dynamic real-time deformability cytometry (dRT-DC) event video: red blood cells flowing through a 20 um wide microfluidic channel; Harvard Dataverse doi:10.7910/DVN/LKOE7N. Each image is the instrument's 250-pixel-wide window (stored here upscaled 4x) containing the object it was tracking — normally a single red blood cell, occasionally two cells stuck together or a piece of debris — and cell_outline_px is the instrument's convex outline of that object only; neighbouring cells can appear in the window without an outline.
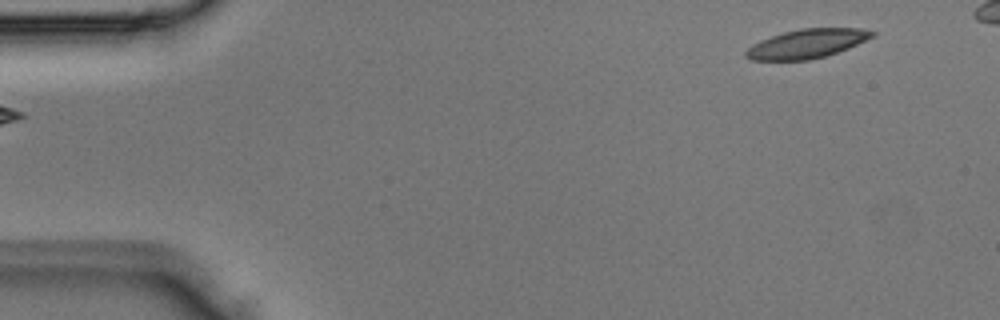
{"species": "Egyptian fruit bat (a non-hibernating species)", "species_latin": "Rousettus aegyptiacus", "temperature_condition": "room temperature", "stored_images_in_passage": 4, "segment_of_instrument_passage": [2, 2], "camera_frame_rate_fps": 3000, "um_per_image_px": 0.085, "animal": {"sex": "male"}, "frame": {"image": 1, "passage_image": 4, "time_ms": 1.0, "image_size_px": [1000, 320], "cell_outline_px": [[876, 36], [848, 48], [824, 56], [808, 60], [752, 60], [744, 56], [744, 52], [752, 44], [760, 40], [784, 32], [800, 28], [860, 28], [876, 32]], "centroid_in_image_um": [68.59, 3.71], "position_along_channel_um": 16.4, "area_um2": 21.33}}